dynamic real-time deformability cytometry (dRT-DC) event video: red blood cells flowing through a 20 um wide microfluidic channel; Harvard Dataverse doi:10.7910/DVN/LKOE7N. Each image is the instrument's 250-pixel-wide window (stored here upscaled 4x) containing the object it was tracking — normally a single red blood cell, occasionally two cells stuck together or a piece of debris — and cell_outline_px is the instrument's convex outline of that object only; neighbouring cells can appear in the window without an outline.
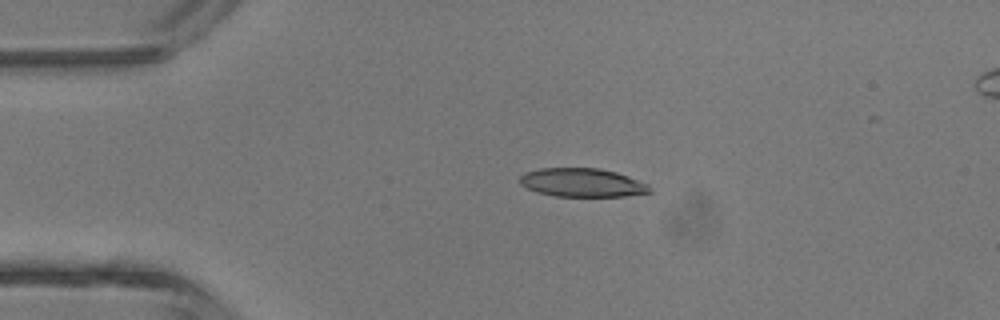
{"species": "common noctule bat (a hibernating species)", "species_latin": "Nyctalus noctula", "temperature_condition": "room temperature", "stored_images_in_passage": 4, "camera_frame_rate_fps": 3000, "um_per_image_px": 0.085, "animal": {"sex": "male", "body_mass_g": 13.3}, "frame": {"image": 1, "passage_image": 3, "time_ms": 2.333, "image_size_px": [1000, 320], "cell_outline_px": [[652, 192], [624, 196], [556, 196], [536, 192], [520, 184], [520, 176], [524, 172], [540, 168], [600, 168], [616, 172], [628, 176], [648, 184]], "centroid_in_image_um": [49.47, 15.51], "position_along_channel_um": 35.5, "area_um2": 21.62}}